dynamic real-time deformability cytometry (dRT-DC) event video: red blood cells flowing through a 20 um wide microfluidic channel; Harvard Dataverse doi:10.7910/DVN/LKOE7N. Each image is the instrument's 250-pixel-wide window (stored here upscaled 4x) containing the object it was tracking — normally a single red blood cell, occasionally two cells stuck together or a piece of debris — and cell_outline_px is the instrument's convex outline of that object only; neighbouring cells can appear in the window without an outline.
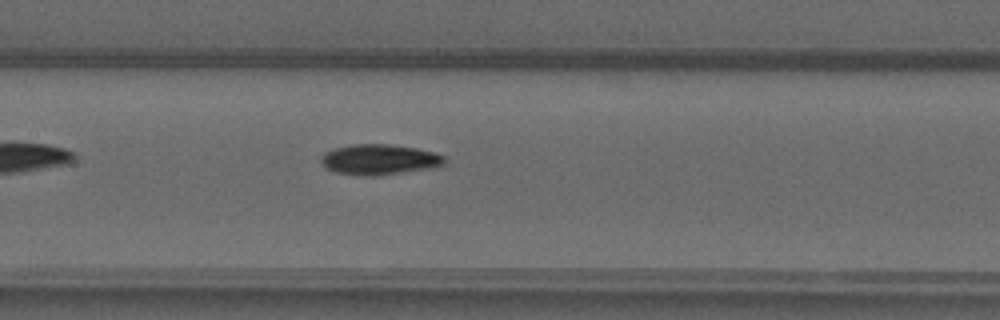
{"species": "common noctule bat (a hibernating species)", "species_latin": "Nyctalus noctula", "temperature_condition": "warm", "stored_images_in_passage": 30, "camera_frame_rate_fps": 3000, "um_per_image_px": 0.085, "animal": {"sex": "male", "forearm_length_mm": 52.5}, "frame": {"image": 1, "passage_image": 9, "time_ms": 2.667, "image_size_px": [1000, 320], "cell_outline_px": [[444, 164], [436, 168], [372, 176], [368, 176], [336, 172], [328, 168], [320, 160], [320, 156], [324, 152], [336, 148], [352, 144], [388, 144], [416, 148], [432, 152], [444, 156]], "centroid_in_image_um": [32.26, 13.56], "position_along_channel_um": 175.1, "area_um2": 21.73}}
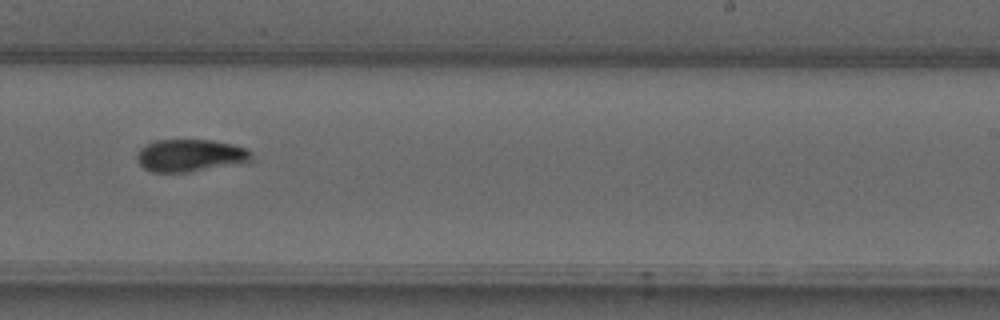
{"frame": {"image": 2, "passage_image": 16, "time_ms": 5.0, "image_size_px": [1000, 320], "cell_outline_px": [[252, 160], [188, 172], [152, 172], [144, 168], [136, 160], [136, 152], [140, 148], [156, 140], [212, 140], [232, 144], [244, 148], [252, 152]], "centroid_in_image_um": [16.11, 13.21], "position_along_channel_um": 272.9, "area_um2": 21.33}}
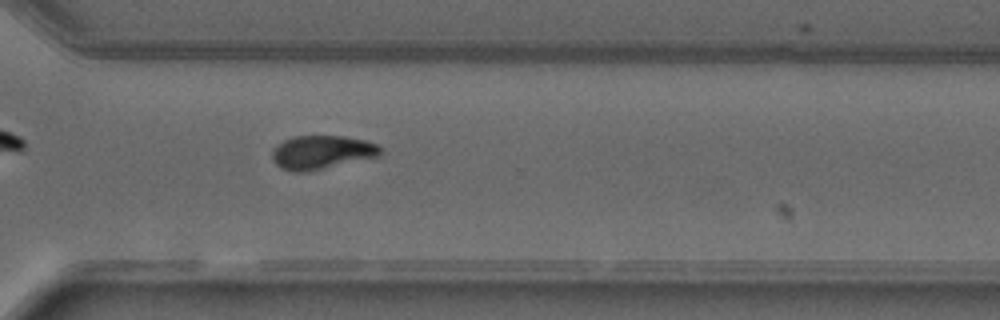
{"frame": {"image": 3, "passage_image": 21, "time_ms": 6.667, "image_size_px": [1000, 320], "cell_outline_px": [[384, 152], [380, 156], [304, 172], [296, 172], [280, 168], [276, 164], [272, 156], [272, 152], [284, 140], [292, 136], [344, 136], [364, 140], [376, 144]], "centroid_in_image_um": [27.37, 12.94], "position_along_channel_um": 343.2, "area_um2": 20.98}}